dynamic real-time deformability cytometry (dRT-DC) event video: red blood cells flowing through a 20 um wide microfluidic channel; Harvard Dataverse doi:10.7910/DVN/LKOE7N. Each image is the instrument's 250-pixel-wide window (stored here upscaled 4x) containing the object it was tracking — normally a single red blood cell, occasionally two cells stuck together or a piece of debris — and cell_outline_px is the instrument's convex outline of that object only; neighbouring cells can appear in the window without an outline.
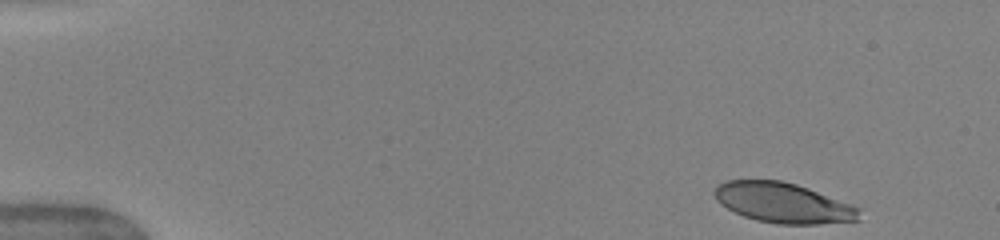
{"species": "human", "species_latin": "Homo sapiens", "temperature_condition": "warm", "stored_images_in_passage": 40, "camera_frame_rate_fps": 3000, "um_per_image_px": 0.085, "donor": {"sex": "female"}, "frame": {"image": 1, "passage_image": 1, "time_ms": 0.0, "image_size_px": [1000, 240], "cell_outline_px": [[860, 220], [820, 224], [776, 224], [756, 220], [744, 216], [720, 204], [716, 200], [712, 192], [716, 184], [728, 180], [780, 180], [796, 184], [808, 188], [852, 204], [860, 208]], "centroid_in_image_um": [66.56, 17.24], "position_along_channel_um": 18.4, "area_um2": 34.04}}
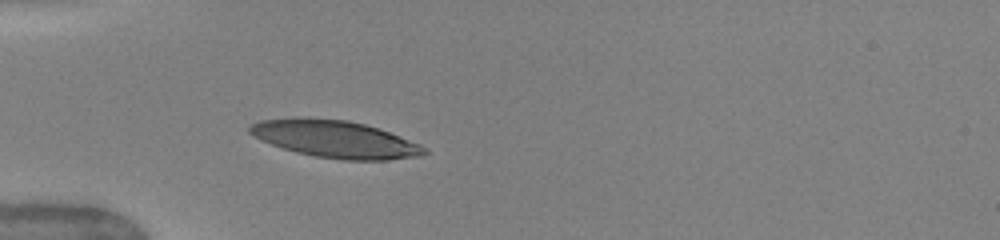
{"frame": {"image": 2, "passage_image": 12, "time_ms": 3.667, "image_size_px": [1000, 240], "cell_outline_px": [[428, 152], [424, 156], [388, 160], [340, 160], [316, 156], [296, 152], [260, 140], [252, 136], [248, 132], [248, 128], [252, 124], [260, 120], [296, 116], [348, 120], [364, 124], [388, 132], [420, 144]], "centroid_in_image_um": [28.45, 11.81], "position_along_channel_um": 56.6, "area_um2": 38.03}}
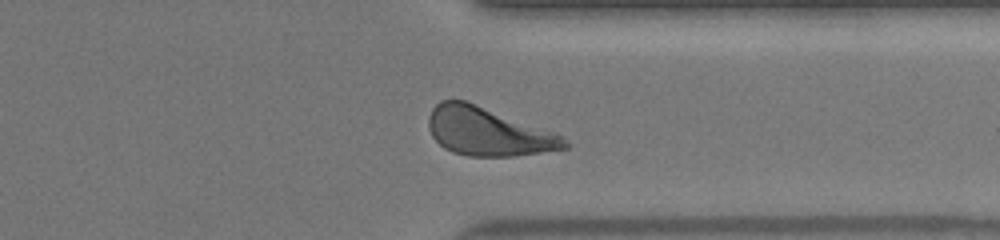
{"frame": {"image": 3, "passage_image": 36, "time_ms": 11.667, "image_size_px": [1000, 240], "cell_outline_px": [[568, 148], [512, 156], [468, 156], [452, 152], [444, 148], [432, 136], [428, 128], [428, 116], [432, 108], [440, 100], [468, 100], [556, 132], [568, 144]], "centroid_in_image_um": [41.45, 11.16], "position_along_channel_um": 370.0, "area_um2": 38.49}, "authors_computed_cell_mechanics": {"area_um2": 37.6278, "velocity_mm_per_s": 4.0388, "shape_relaxation_time_tau1_ms": 3.2841, "shape_relaxation_time_tau2_ms": null, "deformation_change_tau1": 0.1825, "deformation_change_tau2": null}}